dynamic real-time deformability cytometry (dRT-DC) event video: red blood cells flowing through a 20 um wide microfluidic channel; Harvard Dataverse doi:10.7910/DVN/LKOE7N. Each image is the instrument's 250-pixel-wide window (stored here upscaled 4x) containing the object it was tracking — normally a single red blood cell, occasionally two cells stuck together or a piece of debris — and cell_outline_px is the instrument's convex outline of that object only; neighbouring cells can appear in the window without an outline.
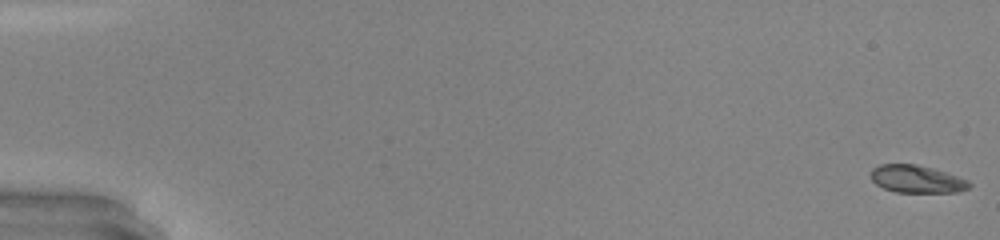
{"species": "common noctule bat (a hibernating species)", "species_latin": "Nyctalus noctula", "temperature_condition": "warm", "stored_images_in_passage": 49, "camera_frame_rate_fps": 3000, "um_per_image_px": 0.085, "animal": {"sex": "male", "body_mass_g": 20.0, "forearm_length_mm": 53.3}, "frame": {"image": 1, "passage_image": 1, "time_ms": 0.0, "image_size_px": [1000, 240], "cell_outline_px": [[972, 184], [968, 188], [960, 192], [896, 192], [884, 188], [876, 184], [872, 180], [872, 168], [880, 164], [916, 164], [932, 168], [968, 180]], "centroid_in_image_um": [77.93, 15.22], "position_along_channel_um": 7.1, "area_um2": 15.66}}
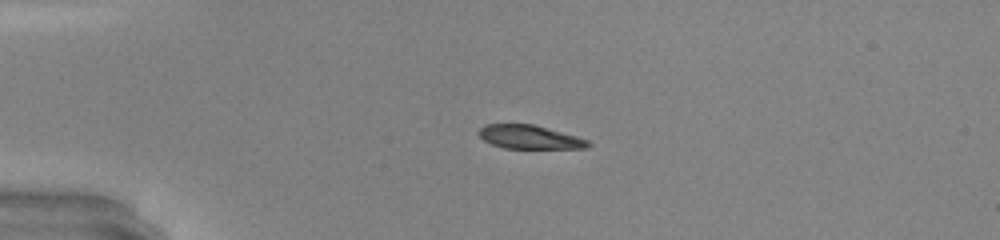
{"frame": {"image": 2, "passage_image": 13, "time_ms": 4.0, "image_size_px": [1000, 240], "cell_outline_px": [[592, 144], [588, 148], [504, 148], [492, 144], [484, 140], [476, 132], [484, 124], [532, 124], [576, 136], [588, 140]], "centroid_in_image_um": [44.99, 11.65], "position_along_channel_um": 40.0, "area_um2": 14.97}}
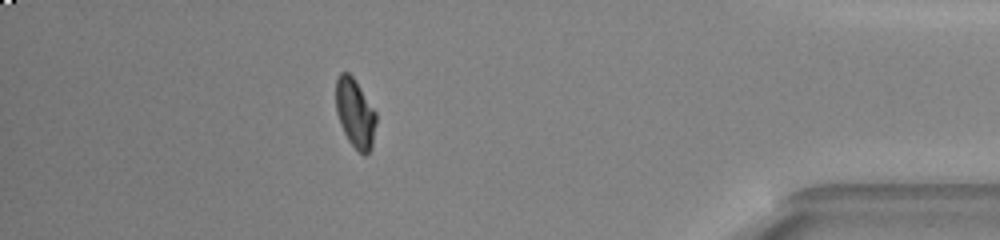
{"frame": {"image": 3, "passage_image": 44, "time_ms": 14.333, "image_size_px": [1000, 240], "cell_outline_px": [[376, 124], [372, 148], [364, 156], [348, 140], [340, 124], [336, 112], [336, 80], [340, 72], [348, 72], [356, 80], [376, 112]], "centroid_in_image_um": [30.19, 9.61], "position_along_channel_um": 405.0, "area_um2": 16.24}, "authors_computed_cell_mechanics": {"area_um2": 16.2996, "velocity_mm_per_s": 4.3187, "shape_relaxation_time_tau1_ms": 3.0521, "shape_relaxation_time_tau2_ms": null, "deformation_change_tau1": 0.164, "deformation_change_tau2": null}}